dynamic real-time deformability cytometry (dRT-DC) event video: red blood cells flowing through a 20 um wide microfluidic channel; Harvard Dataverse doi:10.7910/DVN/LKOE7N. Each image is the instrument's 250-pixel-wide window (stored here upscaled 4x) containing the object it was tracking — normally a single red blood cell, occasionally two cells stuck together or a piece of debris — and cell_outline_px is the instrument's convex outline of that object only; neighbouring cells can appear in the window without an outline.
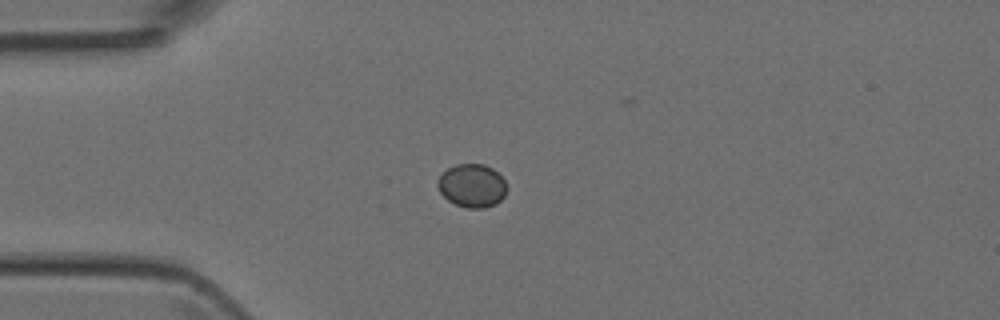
{"species": "Egyptian fruit bat (a non-hibernating species)", "species_latin": "Rousettus aegyptiacus", "temperature_condition": "room temperature", "stored_images_in_passage": 37, "camera_frame_rate_fps": 3000, "um_per_image_px": 0.085, "animal": {"sex": "female"}, "frame": {"image": 1, "passage_image": 1, "time_ms": 0.0, "image_size_px": [1000, 320], "cell_outline_px": [[504, 196], [496, 204], [484, 208], [468, 208], [456, 204], [448, 200], [440, 192], [436, 184], [440, 176], [448, 168], [456, 164], [484, 164], [492, 168], [504, 180]], "centroid_in_image_um": [40.09, 15.78], "position_along_channel_um": 44.9, "area_um2": 17.17}}
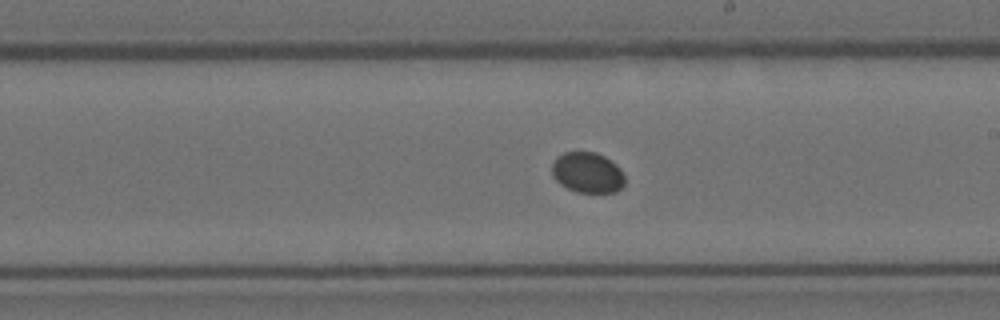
{"frame": {"image": 2, "passage_image": 16, "time_ms": 5.0, "image_size_px": [1000, 320], "cell_outline_px": [[624, 184], [616, 192], [576, 192], [560, 184], [552, 176], [552, 164], [556, 156], [564, 152], [596, 152], [604, 156], [616, 164], [620, 168], [624, 176]], "centroid_in_image_um": [49.92, 14.66], "position_along_channel_um": 239.1, "area_um2": 17.28}}
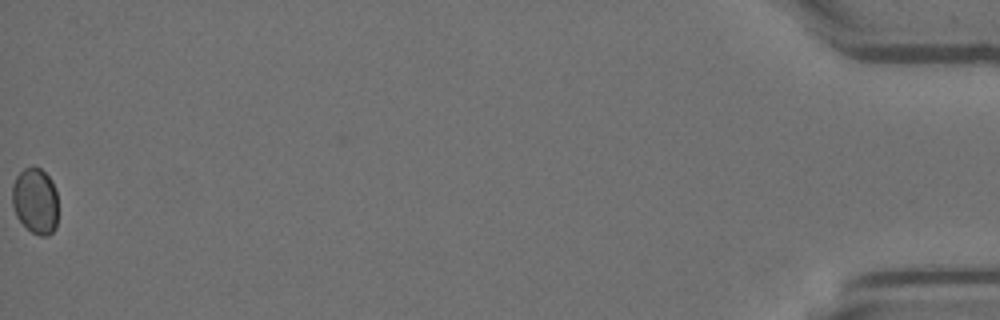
{"frame": {"image": 3, "passage_image": 37, "time_ms": 12.0, "image_size_px": [1000, 320], "cell_outline_px": [[56, 228], [48, 236], [40, 236], [32, 232], [16, 216], [12, 204], [12, 184], [16, 176], [24, 168], [32, 164], [40, 168], [52, 180], [56, 192]], "centroid_in_image_um": [2.98, 17.04], "position_along_channel_um": 432.2, "area_um2": 17.74}}